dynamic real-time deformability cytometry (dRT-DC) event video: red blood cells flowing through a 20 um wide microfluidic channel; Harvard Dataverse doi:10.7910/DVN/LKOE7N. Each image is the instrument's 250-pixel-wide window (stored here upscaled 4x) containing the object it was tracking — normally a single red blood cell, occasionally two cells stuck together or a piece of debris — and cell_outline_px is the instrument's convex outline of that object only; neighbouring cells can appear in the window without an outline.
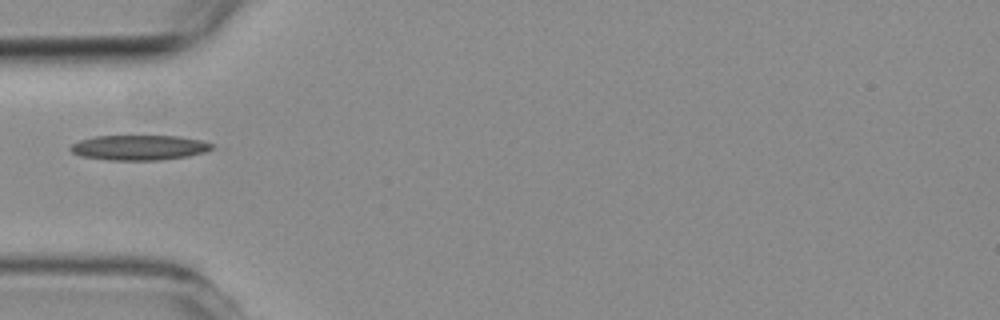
{"species": "common noctule bat (a hibernating species)", "species_latin": "Nyctalus noctula", "temperature_condition": "room temperature", "stored_images_in_passage": 2, "camera_frame_rate_fps": 3000, "um_per_image_px": 0.085, "animal": {"sex": "female", "body_mass_g": 19.3, "forearm_length_mm": 54.1}, "frame": {"image": 1, "passage_image": 1, "time_ms": 0.0, "image_size_px": [1000, 320], "cell_outline_px": [[212, 148], [204, 152], [188, 156], [160, 160], [108, 160], [80, 156], [72, 152], [68, 148], [72, 144], [80, 140], [96, 136], [176, 136], [200, 140], [212, 144]], "centroid_in_image_um": [11.78, 12.55], "position_along_channel_um": 73.2, "area_um2": 20.52}}
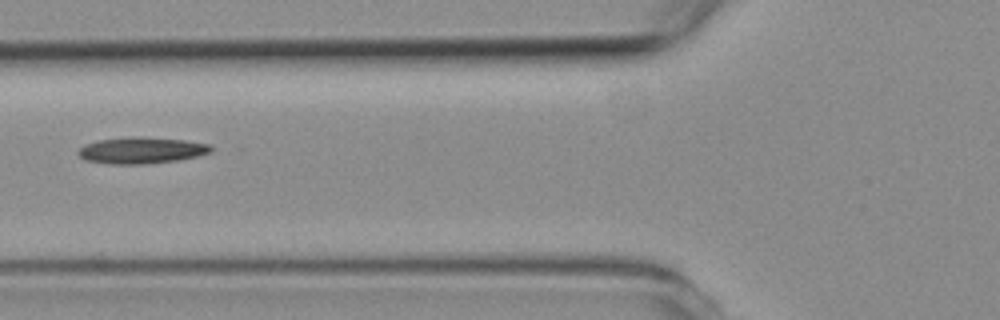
{"frame": {"image": 2, "passage_image": 2, "time_ms": 1.0, "image_size_px": [1000, 320], "cell_outline_px": [[212, 152], [196, 156], [176, 160], [148, 164], [108, 164], [84, 160], [76, 152], [80, 148], [96, 140], [132, 136], [140, 136], [184, 140], [208, 144], [212, 148]], "centroid_in_image_um": [11.99, 12.78], "position_along_channel_um": 113.8, "area_um2": 20.46}}